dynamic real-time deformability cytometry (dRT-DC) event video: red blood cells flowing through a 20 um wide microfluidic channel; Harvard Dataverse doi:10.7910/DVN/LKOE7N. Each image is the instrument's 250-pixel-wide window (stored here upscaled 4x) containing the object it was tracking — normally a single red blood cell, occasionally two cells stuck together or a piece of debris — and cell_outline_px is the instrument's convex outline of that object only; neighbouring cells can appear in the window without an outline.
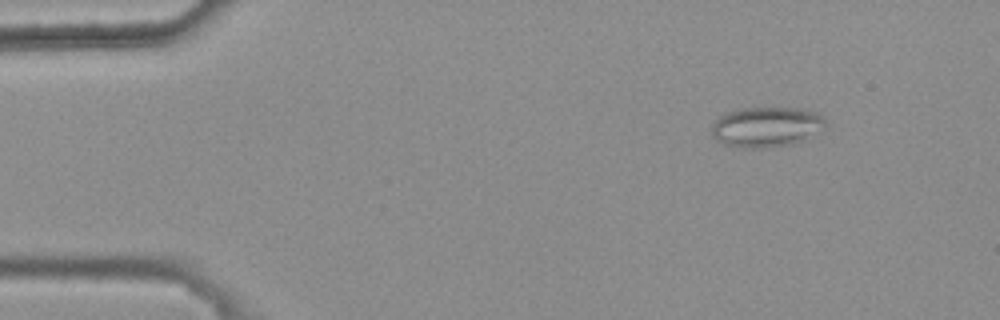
{"species": "common noctule bat (a hibernating species)", "species_latin": "Nyctalus noctula", "temperature_condition": "warm", "stored_images_in_passage": 6, "camera_frame_rate_fps": 3000, "um_per_image_px": 0.085, "animal": {"sex": "female", "body_mass_g": 25.1}, "frame": {"image": 1, "passage_image": 2, "time_ms": 0.333, "image_size_px": [1000, 320], "cell_outline_px": [[824, 120], [804, 140], [796, 144], [764, 148], [740, 148], [724, 144], [716, 140], [712, 136], [712, 124], [720, 116], [728, 112], [740, 108], [804, 108], [816, 112]], "centroid_in_image_um": [65.03, 10.8], "position_along_channel_um": 20.0, "area_um2": 26.24}}
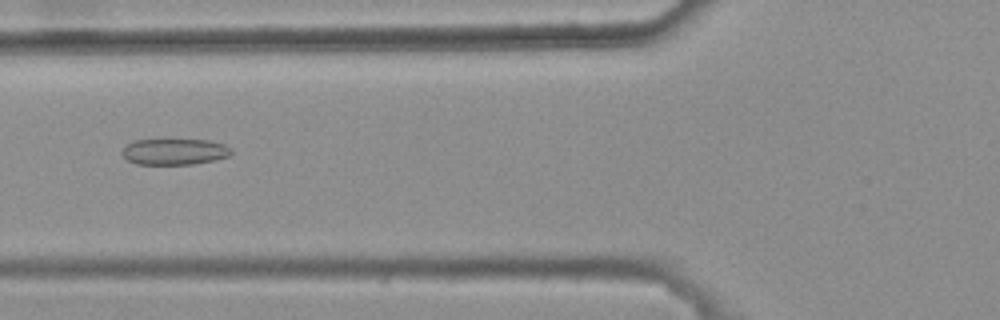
{"frame": {"image": 2, "passage_image": 6, "time_ms": 1.667, "image_size_px": [1000, 320], "cell_outline_px": [[232, 152], [228, 156], [216, 160], [192, 164], [136, 164], [128, 160], [120, 152], [128, 144], [136, 140], [208, 140], [224, 144], [232, 148]], "centroid_in_image_um": [14.86, 12.9], "position_along_channel_um": 110.9, "area_um2": 16.53}}